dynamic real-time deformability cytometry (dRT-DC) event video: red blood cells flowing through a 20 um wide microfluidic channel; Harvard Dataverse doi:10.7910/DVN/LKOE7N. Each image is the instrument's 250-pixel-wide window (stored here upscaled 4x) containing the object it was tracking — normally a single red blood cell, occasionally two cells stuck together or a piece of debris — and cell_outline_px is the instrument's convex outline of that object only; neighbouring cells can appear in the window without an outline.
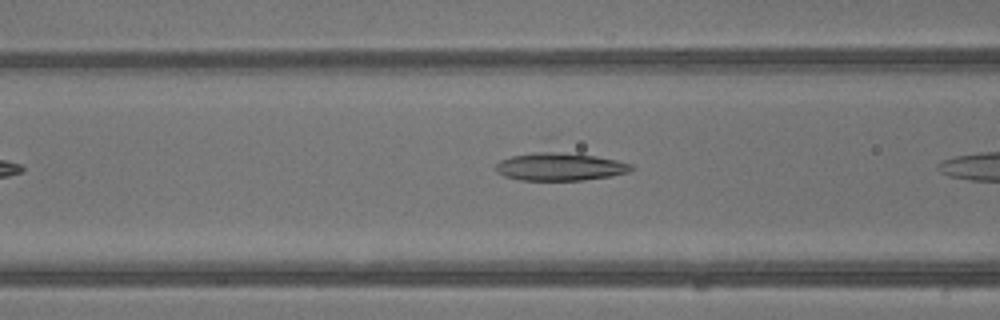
{"species": "common noctule bat (a hibernating species)", "species_latin": "Nyctalus noctula", "temperature_condition": "warm", "stored_images_in_passage": 5, "camera_frame_rate_fps": 3000, "um_per_image_px": 0.085, "animal": {"sex": "male", "body_mass_g": 13.3}, "frame": {"image": 1, "passage_image": 4, "time_ms": 1.0, "image_size_px": [1000, 320], "cell_outline_px": [[636, 168], [628, 172], [612, 176], [580, 180], [520, 180], [504, 176], [496, 172], [496, 164], [500, 160], [548, 136], [632, 164]], "centroid_in_image_um": [47.56, 13.84], "position_along_channel_um": 119.0, "area_um2": 27.92}}